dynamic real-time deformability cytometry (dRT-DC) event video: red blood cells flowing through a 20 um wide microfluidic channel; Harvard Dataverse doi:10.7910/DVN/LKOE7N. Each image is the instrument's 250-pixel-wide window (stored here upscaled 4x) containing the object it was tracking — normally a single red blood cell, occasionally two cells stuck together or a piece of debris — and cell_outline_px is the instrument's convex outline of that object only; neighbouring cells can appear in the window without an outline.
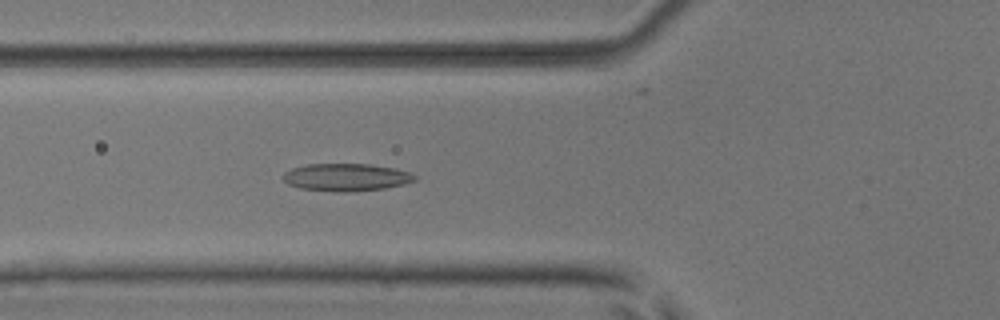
{"species": "common noctule bat (a hibernating species)", "species_latin": "Nyctalus noctula", "temperature_condition": "room temperature", "stored_images_in_passage": 52, "camera_frame_rate_fps": 3000, "um_per_image_px": 0.085, "animal": {"sex": "male", "body_mass_g": 17.9, "forearm_length_mm": 54.2}, "frame": {"image": 1, "passage_image": 20, "time_ms": 6.333, "image_size_px": [1000, 320], "cell_outline_px": [[416, 180], [404, 184], [384, 188], [336, 192], [300, 188], [288, 184], [284, 180], [284, 172], [292, 168], [308, 164], [368, 164], [392, 168], [412, 172], [416, 176]], "centroid_in_image_um": [29.43, 15.06], "position_along_channel_um": 96.4, "area_um2": 20.87}}
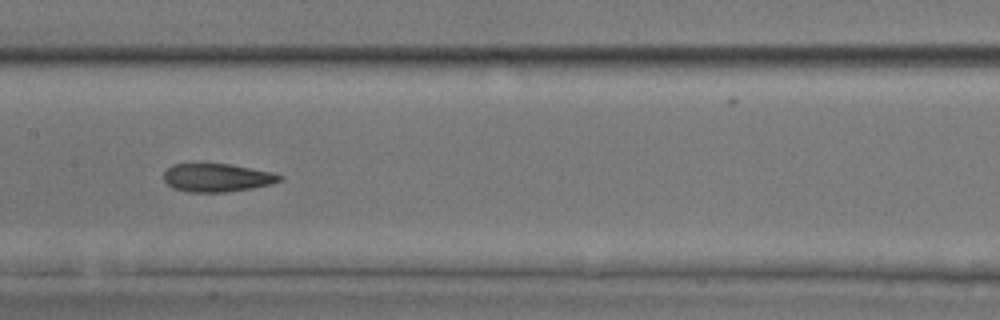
{"frame": {"image": 2, "passage_image": 27, "time_ms": 8.667, "image_size_px": [1000, 320], "cell_outline_px": [[284, 176], [280, 180], [268, 184], [252, 188], [224, 192], [188, 192], [172, 188], [164, 180], [164, 172], [172, 164], [228, 164], [272, 172]], "centroid_in_image_um": [18.41, 15.1], "position_along_channel_um": 189.0, "area_um2": 18.84}}
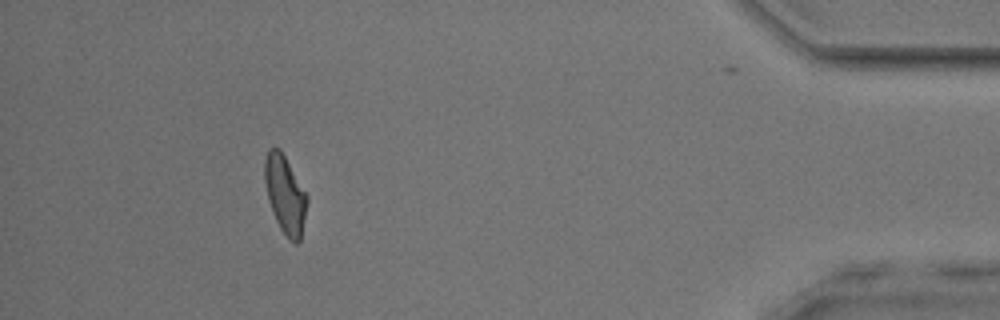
{"frame": {"image": 3, "passage_image": 48, "time_ms": 15.667, "image_size_px": [1000, 320], "cell_outline_px": [[308, 200], [300, 240], [296, 244], [288, 240], [280, 228], [272, 212], [268, 200], [264, 180], [264, 160], [268, 148], [280, 148], [308, 196]], "centroid_in_image_um": [24.22, 16.53], "position_along_channel_um": 411.0, "area_um2": 19.31}, "authors_computed_cell_mechanics": {"area_um2": 19.8254, "velocity_mm_per_s": 3.966, "shape_relaxation_time_tau1_ms": 5.7968, "shape_relaxation_time_tau2_ms": 2.9431, "deformation_change_tau1": 0.1528, "deformation_change_tau2": 0.1138}}